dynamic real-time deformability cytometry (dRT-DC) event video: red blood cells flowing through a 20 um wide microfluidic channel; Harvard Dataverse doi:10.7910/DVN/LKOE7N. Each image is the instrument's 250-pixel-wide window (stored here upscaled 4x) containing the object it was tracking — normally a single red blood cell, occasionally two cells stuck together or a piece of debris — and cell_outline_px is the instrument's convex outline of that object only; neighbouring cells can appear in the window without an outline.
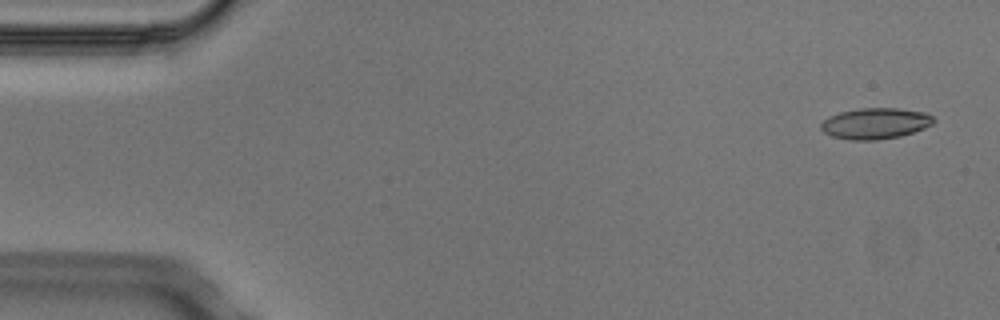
{"species": "Egyptian fruit bat (a non-hibernating species)", "species_latin": "Rousettus aegyptiacus", "temperature_condition": "cold", "stored_images_in_passage": 4, "camera_frame_rate_fps": 3000, "um_per_image_px": 0.085, "animal": {"sex": "male"}, "frame": {"image": 1, "passage_image": 1, "time_ms": 0.0, "image_size_px": [1000, 320], "cell_outline_px": [[936, 120], [932, 124], [924, 128], [900, 136], [876, 140], [852, 140], [832, 136], [824, 132], [820, 128], [820, 124], [828, 116], [840, 112], [860, 108], [900, 108], [924, 112], [932, 116]], "centroid_in_image_um": [74.39, 10.48], "position_along_channel_um": 10.6, "area_um2": 20.35}}
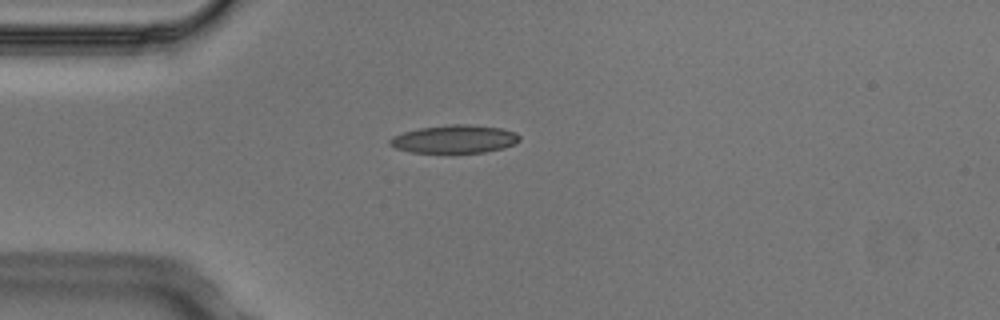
{"frame": {"image": 2, "passage_image": 4, "time_ms": 1.0, "image_size_px": [1000, 320], "cell_outline_px": [[520, 140], [516, 144], [504, 148], [484, 152], [412, 152], [396, 148], [388, 144], [388, 140], [392, 136], [404, 132], [420, 128], [448, 124], [468, 124], [500, 128], [516, 132], [520, 136]], "centroid_in_image_um": [38.65, 11.81], "position_along_channel_um": 46.4, "area_um2": 21.21}}